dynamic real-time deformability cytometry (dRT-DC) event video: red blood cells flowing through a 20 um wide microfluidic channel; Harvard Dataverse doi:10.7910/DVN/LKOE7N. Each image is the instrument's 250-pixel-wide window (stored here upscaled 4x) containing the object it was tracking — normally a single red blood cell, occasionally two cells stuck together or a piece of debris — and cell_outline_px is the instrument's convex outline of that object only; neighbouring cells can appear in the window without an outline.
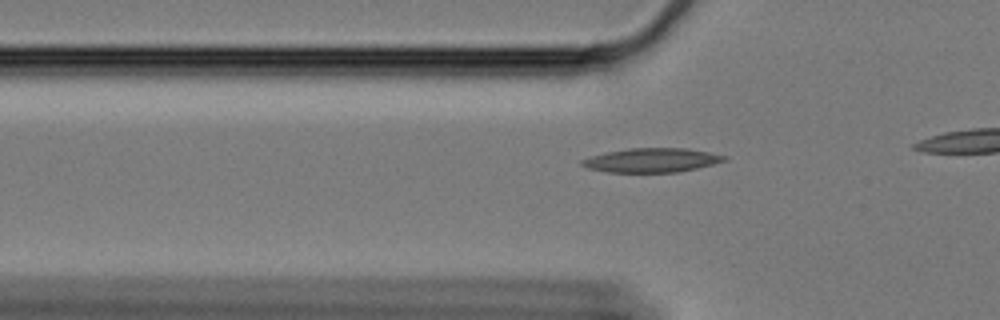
{"species": "Egyptian fruit bat (a non-hibernating species)", "species_latin": "Rousettus aegyptiacus", "temperature_condition": "cold", "stored_images_in_passage": 14, "camera_frame_rate_fps": 3000, "um_per_image_px": 0.085, "animal": {"sex": "female"}, "frame": {"image": 1, "passage_image": 7, "time_ms": 2.0, "image_size_px": [1000, 320], "cell_outline_px": [[728, 160], [696, 168], [676, 172], [608, 172], [588, 168], [580, 164], [580, 160], [604, 152], [628, 148], [688, 148], [728, 156]], "centroid_in_image_um": [55.39, 13.61], "position_along_channel_um": 70.4, "area_um2": 20.0}}
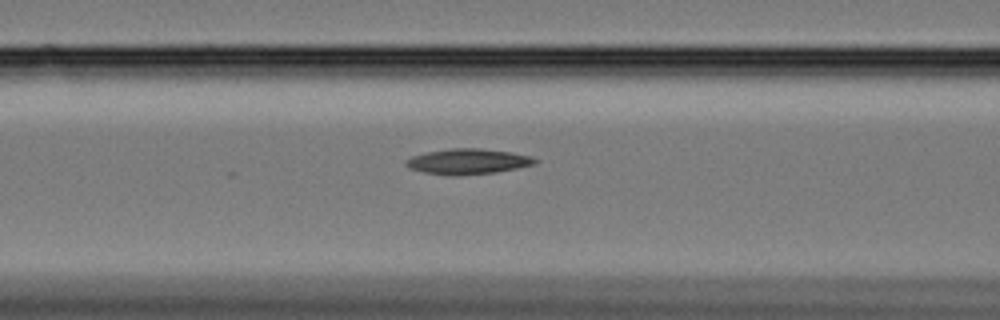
{"frame": {"image": 2, "passage_image": 12, "time_ms": 3.667, "image_size_px": [1000, 320], "cell_outline_px": [[540, 160], [536, 164], [496, 172], [424, 172], [408, 168], [404, 164], [404, 160], [412, 156], [424, 152], [452, 148], [480, 148], [512, 152], [532, 156]], "centroid_in_image_um": [39.81, 13.66], "position_along_channel_um": 126.8, "area_um2": 18.32}}